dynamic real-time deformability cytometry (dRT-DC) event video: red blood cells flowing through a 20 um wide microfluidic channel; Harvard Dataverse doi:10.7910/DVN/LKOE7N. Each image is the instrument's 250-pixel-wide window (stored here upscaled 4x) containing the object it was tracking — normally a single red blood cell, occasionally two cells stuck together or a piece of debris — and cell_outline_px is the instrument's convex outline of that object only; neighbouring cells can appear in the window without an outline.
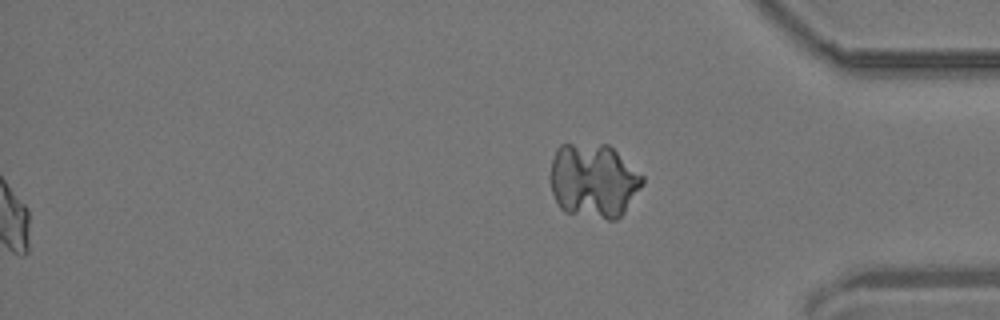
{"species": "common noctule bat (a hibernating species)", "species_latin": "Nyctalus noctula", "temperature_condition": "room temperature", "stored_images_in_passage": 56, "segment_of_instrument_passage": [2, 2], "camera_frame_rate_fps": 3000, "um_per_image_px": 0.085, "animal": {"sex": "male", "body_mass_g": 19.2, "forearm_length_mm": 51.8}, "frame": {"image": 1, "passage_image": 56, "time_ms": 18.333, "image_size_px": [1000, 320], "cell_outline_px": [[644, 184], [624, 212], [616, 220], [608, 220], [564, 212], [560, 208], [552, 192], [552, 160], [556, 148], [560, 144], [608, 144], [644, 176]], "centroid_in_image_um": [50.47, 15.36], "position_along_channel_um": 384.7, "area_um2": 39.88}}